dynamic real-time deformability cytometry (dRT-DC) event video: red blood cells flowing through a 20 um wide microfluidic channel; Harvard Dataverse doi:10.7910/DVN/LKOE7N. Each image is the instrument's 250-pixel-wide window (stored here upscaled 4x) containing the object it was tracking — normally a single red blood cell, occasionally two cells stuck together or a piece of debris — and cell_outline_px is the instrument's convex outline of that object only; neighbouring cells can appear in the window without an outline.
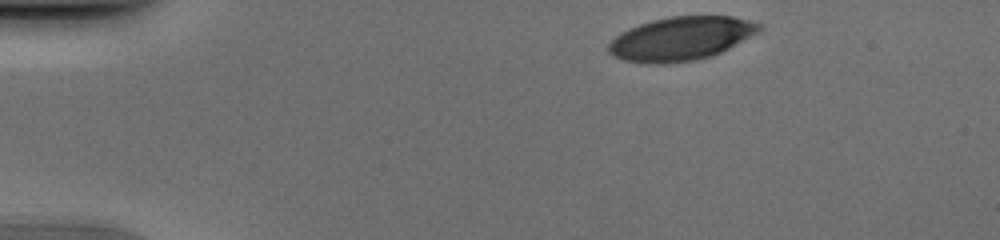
{"species": "human", "species_latin": "Homo sapiens", "temperature_condition": "cold", "stored_images_in_passage": 44, "camera_frame_rate_fps": 3000, "um_per_image_px": 0.085, "donor": {"sex": "male"}, "frame": {"image": 1, "passage_image": 1, "time_ms": 0.0, "image_size_px": [1000, 240], "cell_outline_px": [[764, 28], [760, 32], [712, 56], [696, 60], [664, 64], [644, 64], [624, 60], [612, 56], [608, 52], [608, 44], [620, 32], [628, 28], [652, 20], [668, 16], [732, 16], [764, 24]], "centroid_in_image_um": [57.88, 3.28], "position_along_channel_um": 27.1, "area_um2": 38.67}}
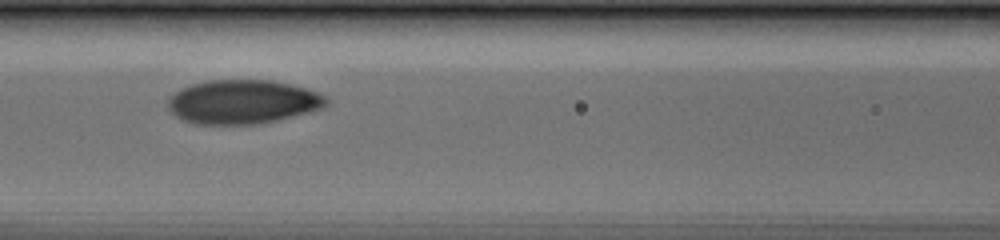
{"frame": {"image": 2, "passage_image": 16, "time_ms": 5.0, "image_size_px": [1000, 240], "cell_outline_px": [[328, 104], [324, 108], [276, 120], [256, 124], [192, 124], [168, 112], [168, 96], [172, 92], [180, 88], [204, 80], [272, 80], [304, 88], [316, 92], [324, 96], [328, 100]], "centroid_in_image_um": [20.56, 8.65], "position_along_channel_um": 146.0, "area_um2": 40.75}}
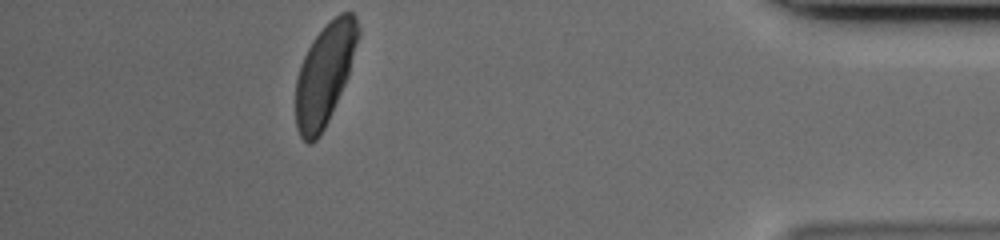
{"frame": {"image": 3, "passage_image": 39, "time_ms": 12.667, "image_size_px": [1000, 240], "cell_outline_px": [[360, 32], [348, 76], [328, 120], [320, 136], [312, 144], [308, 144], [300, 136], [296, 128], [296, 80], [300, 64], [312, 40], [340, 12], [352, 12], [356, 16], [360, 28]], "centroid_in_image_um": [27.59, 6.32], "position_along_channel_um": 407.6, "area_um2": 36.47}}